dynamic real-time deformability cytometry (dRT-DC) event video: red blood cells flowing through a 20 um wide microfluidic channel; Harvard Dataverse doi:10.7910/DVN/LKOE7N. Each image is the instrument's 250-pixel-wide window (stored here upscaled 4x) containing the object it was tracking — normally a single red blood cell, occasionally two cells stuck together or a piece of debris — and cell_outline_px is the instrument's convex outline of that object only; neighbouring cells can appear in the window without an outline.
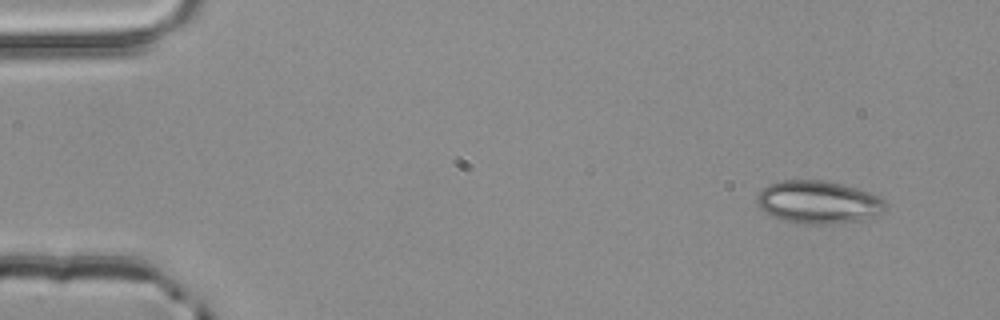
{"species": "common noctule bat (a hibernating species)", "species_latin": "Nyctalus noctula", "temperature_condition": "room temperature", "stored_images_in_passage": 3, "camera_frame_rate_fps": 3000, "um_per_image_px": 0.085, "animal": {"sex": "male", "body_mass_g": 20.4}, "frame": {"image": 1, "passage_image": 1, "time_ms": 0.0, "image_size_px": [1000, 320], "cell_outline_px": [[888, 204], [880, 212], [864, 220], [824, 224], [804, 224], [784, 220], [772, 216], [764, 212], [756, 204], [756, 196], [760, 188], [768, 184], [780, 180], [824, 180], [856, 188], [880, 196]], "centroid_in_image_um": [69.5, 17.17], "position_along_channel_um": 15.5, "area_um2": 32.19}}